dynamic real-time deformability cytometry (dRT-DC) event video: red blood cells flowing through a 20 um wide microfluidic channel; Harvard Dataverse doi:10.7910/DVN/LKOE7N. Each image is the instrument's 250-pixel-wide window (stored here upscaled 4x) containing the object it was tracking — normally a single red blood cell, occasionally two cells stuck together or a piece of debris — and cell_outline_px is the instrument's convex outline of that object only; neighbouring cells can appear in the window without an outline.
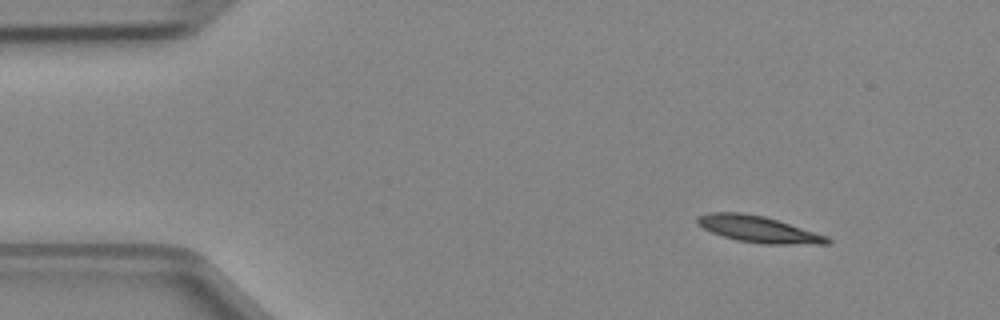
{"species": "Egyptian fruit bat (a non-hibernating species)", "species_latin": "Rousettus aegyptiacus", "temperature_condition": "cold", "stored_images_in_passage": 3, "camera_frame_rate_fps": 3000, "um_per_image_px": 0.085, "animal": {"sex": "female"}, "frame": {"image": 1, "passage_image": 1, "time_ms": 0.0, "image_size_px": [1000, 320], "cell_outline_px": [[832, 244], [764, 244], [736, 240], [712, 232], [696, 224], [696, 220], [700, 216], [708, 212], [740, 212], [764, 216], [828, 236], [832, 240]], "centroid_in_image_um": [64.49, 19.49], "position_along_channel_um": 20.5, "area_um2": 19.94}}